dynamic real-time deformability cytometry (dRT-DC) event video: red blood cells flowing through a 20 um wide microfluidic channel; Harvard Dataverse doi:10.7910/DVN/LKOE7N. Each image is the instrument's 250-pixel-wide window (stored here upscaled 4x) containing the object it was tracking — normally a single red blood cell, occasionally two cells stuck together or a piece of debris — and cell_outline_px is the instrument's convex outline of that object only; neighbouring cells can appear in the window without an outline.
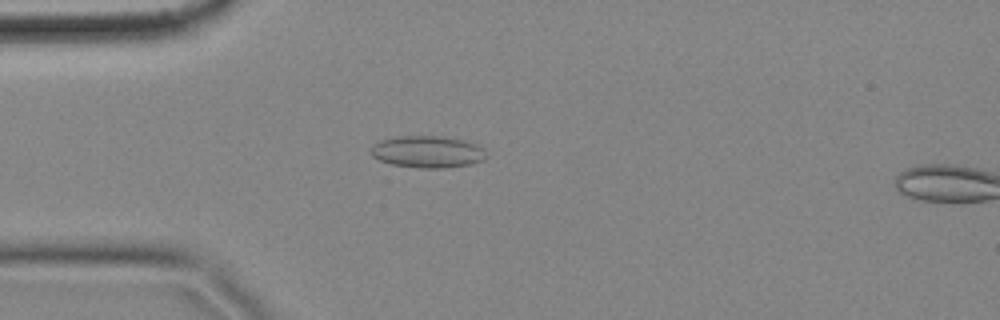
{"species": "common noctule bat (a hibernating species)", "species_latin": "Nyctalus noctula", "temperature_condition": "cold", "stored_images_in_passage": 4, "camera_frame_rate_fps": 3000, "um_per_image_px": 0.085, "animal": {"sex": "female", "body_mass_g": 18.4}, "frame": {"image": 1, "passage_image": 2, "time_ms": 0.333, "image_size_px": [1000, 320], "cell_outline_px": [[484, 160], [472, 164], [444, 168], [420, 168], [392, 164], [380, 160], [372, 156], [372, 144], [380, 140], [396, 136], [444, 136], [464, 140], [476, 144], [484, 148]], "centroid_in_image_um": [36.34, 12.89], "position_along_channel_um": 48.7, "area_um2": 21.5}}